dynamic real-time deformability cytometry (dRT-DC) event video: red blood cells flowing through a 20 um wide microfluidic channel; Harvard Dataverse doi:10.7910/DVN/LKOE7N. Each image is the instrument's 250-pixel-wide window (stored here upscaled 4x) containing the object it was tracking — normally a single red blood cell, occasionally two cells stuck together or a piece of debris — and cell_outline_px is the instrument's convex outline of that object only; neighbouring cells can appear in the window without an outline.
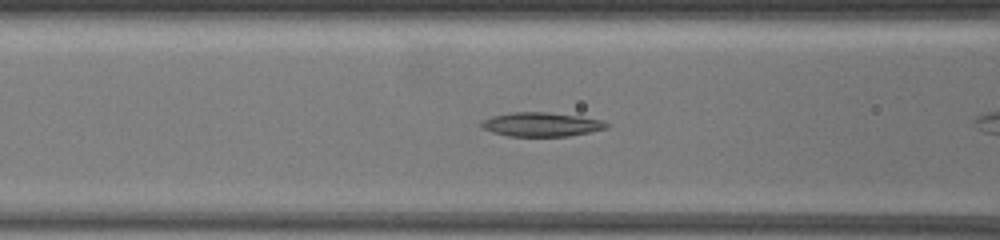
{"species": "common noctule bat (a hibernating species)", "species_latin": "Nyctalus noctula", "temperature_condition": "warm", "stored_images_in_passage": 32, "camera_frame_rate_fps": 3000, "um_per_image_px": 0.085, "animal": {"sex": "female", "body_mass_g": 19.5, "forearm_length_mm": 54.1}, "frame": {"image": 1, "passage_image": 13, "time_ms": 1.667, "image_size_px": [1000, 240], "cell_outline_px": [[612, 124], [608, 128], [592, 132], [568, 136], [508, 136], [492, 132], [480, 128], [476, 124], [480, 120], [492, 116], [508, 112], [548, 112], [580, 116], [604, 120]], "centroid_in_image_um": [46.0, 10.57], "position_along_channel_um": 120.6, "area_um2": 18.09}}
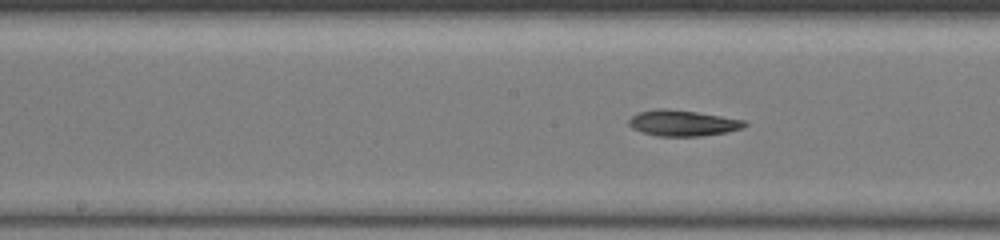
{"frame": {"image": 2, "passage_image": 26, "time_ms": 3.333, "image_size_px": [1000, 240], "cell_outline_px": [[748, 124], [744, 128], [728, 132], [704, 136], [656, 136], [632, 128], [628, 124], [628, 120], [632, 116], [640, 112], [656, 108], [664, 108], [696, 112], [744, 120]], "centroid_in_image_um": [58.05, 10.47], "position_along_channel_um": 190.2, "area_um2": 17.46}}